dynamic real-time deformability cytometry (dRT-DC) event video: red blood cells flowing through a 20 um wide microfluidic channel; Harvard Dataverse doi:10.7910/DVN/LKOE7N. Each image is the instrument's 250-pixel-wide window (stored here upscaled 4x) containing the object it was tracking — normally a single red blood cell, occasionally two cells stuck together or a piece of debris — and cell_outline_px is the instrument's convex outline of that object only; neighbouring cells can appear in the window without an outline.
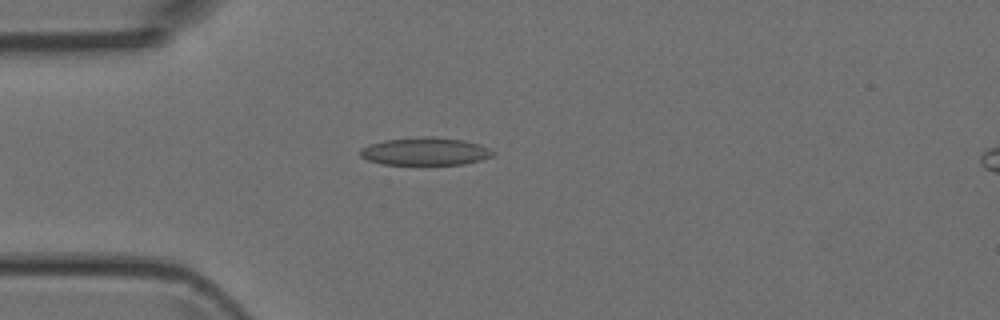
{"species": "Egyptian fruit bat (a non-hibernating species)", "species_latin": "Rousettus aegyptiacus", "temperature_condition": "room temperature", "stored_images_in_passage": 48, "camera_frame_rate_fps": 3000, "um_per_image_px": 0.085, "animal": {"sex": "female"}, "frame": {"image": 1, "passage_image": 13, "time_ms": 4.0, "image_size_px": [1000, 320], "cell_outline_px": [[496, 152], [492, 156], [480, 160], [464, 164], [384, 164], [368, 160], [360, 156], [360, 148], [368, 144], [384, 140], [416, 136], [432, 136], [464, 140], [480, 144]], "centroid_in_image_um": [36.13, 12.85], "position_along_channel_um": 48.9, "area_um2": 21.62}}
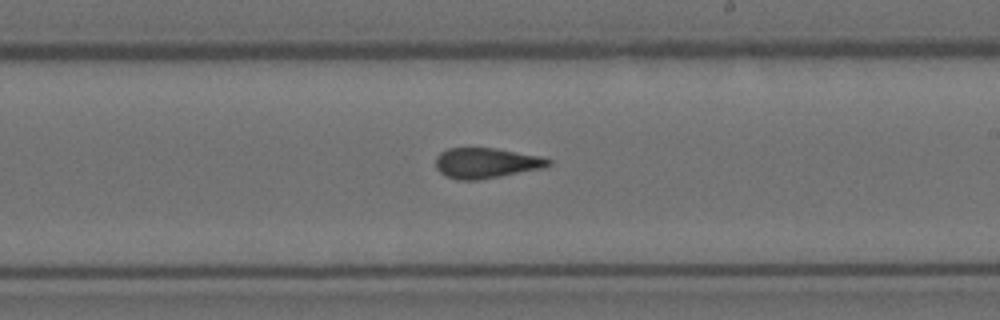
{"frame": {"image": 2, "passage_image": 28, "time_ms": 9.0, "image_size_px": [1000, 320], "cell_outline_px": [[552, 164], [544, 168], [500, 176], [476, 180], [456, 180], [440, 172], [436, 168], [436, 156], [440, 152], [448, 148], [496, 148], [544, 156], [552, 160]], "centroid_in_image_um": [41.37, 13.84], "position_along_channel_um": 247.6, "area_um2": 20.11}}
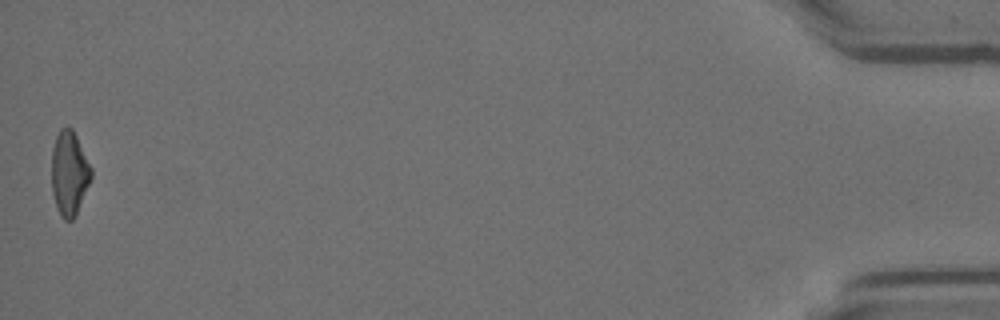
{"frame": {"image": 3, "passage_image": 48, "time_ms": 15.667, "image_size_px": [1000, 320], "cell_outline_px": [[92, 176], [76, 216], [72, 220], [64, 220], [60, 216], [56, 208], [52, 192], [52, 148], [56, 136], [60, 128], [72, 128], [92, 168]], "centroid_in_image_um": [5.88, 14.76], "position_along_channel_um": 429.3, "area_um2": 19.48}}